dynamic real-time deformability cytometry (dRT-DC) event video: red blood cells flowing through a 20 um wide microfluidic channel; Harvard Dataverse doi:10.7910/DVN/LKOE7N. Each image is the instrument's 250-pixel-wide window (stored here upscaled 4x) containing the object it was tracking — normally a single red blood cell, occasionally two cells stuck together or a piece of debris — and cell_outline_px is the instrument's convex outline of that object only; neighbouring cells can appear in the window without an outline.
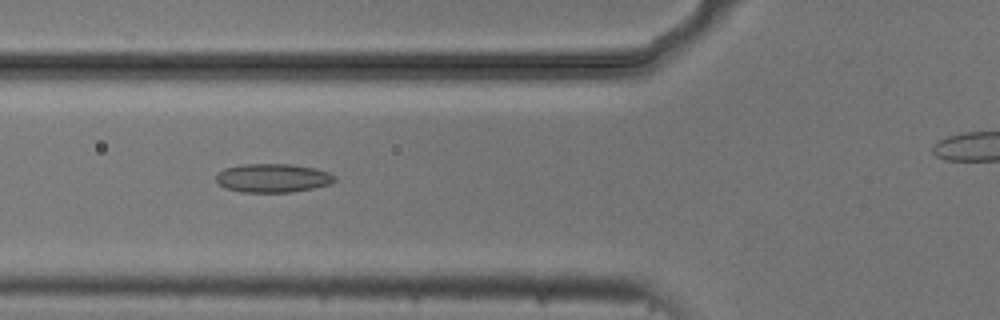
{"species": "common noctule bat (a hibernating species)", "species_latin": "Nyctalus noctula", "temperature_condition": "cold", "stored_images_in_passage": 7, "segment_of_instrument_passage": [1, 2], "camera_frame_rate_fps": 3000, "um_per_image_px": 0.085, "animal": {"sex": "male", "body_mass_g": 20.5, "forearm_length_mm": 52.5}, "frame": {"image": 1, "passage_image": 6, "time_ms": 1.667, "image_size_px": [1000, 320], "cell_outline_px": [[336, 180], [332, 184], [292, 192], [244, 192], [224, 188], [216, 180], [216, 176], [224, 168], [240, 164], [292, 164], [312, 168], [328, 172], [336, 176]], "centroid_in_image_um": [23.19, 15.13], "position_along_channel_um": 102.6, "area_um2": 19.83}}